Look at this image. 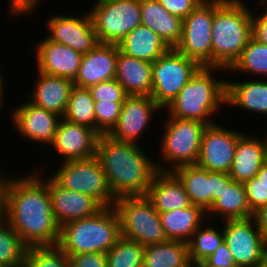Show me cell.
I'll return each mask as SVG.
<instances>
[{"instance_id":"f6af8a7d","label":"cell","mask_w":267,"mask_h":267,"mask_svg":"<svg viewBox=\"0 0 267 267\" xmlns=\"http://www.w3.org/2000/svg\"><path fill=\"white\" fill-rule=\"evenodd\" d=\"M71 267H107L106 253H84L69 257Z\"/></svg>"},{"instance_id":"7bdbcfd3","label":"cell","mask_w":267,"mask_h":267,"mask_svg":"<svg viewBox=\"0 0 267 267\" xmlns=\"http://www.w3.org/2000/svg\"><path fill=\"white\" fill-rule=\"evenodd\" d=\"M8 4L7 6H9L7 9L9 12V16H11V19L9 20H12L14 17V19H16L18 16V18L24 16H36V12H39L38 11V8L40 6H42L41 4L43 2H46L45 0H8L7 1ZM41 3V4H40Z\"/></svg>"},{"instance_id":"8d00e7d4","label":"cell","mask_w":267,"mask_h":267,"mask_svg":"<svg viewBox=\"0 0 267 267\" xmlns=\"http://www.w3.org/2000/svg\"><path fill=\"white\" fill-rule=\"evenodd\" d=\"M22 267H71L69 256L56 246L28 247Z\"/></svg>"},{"instance_id":"4316f807","label":"cell","mask_w":267,"mask_h":267,"mask_svg":"<svg viewBox=\"0 0 267 267\" xmlns=\"http://www.w3.org/2000/svg\"><path fill=\"white\" fill-rule=\"evenodd\" d=\"M206 217L213 222L254 217V212L247 200L244 183L233 181L229 186H225L221 196L206 212Z\"/></svg>"},{"instance_id":"60d3db41","label":"cell","mask_w":267,"mask_h":267,"mask_svg":"<svg viewBox=\"0 0 267 267\" xmlns=\"http://www.w3.org/2000/svg\"><path fill=\"white\" fill-rule=\"evenodd\" d=\"M247 200L253 212L267 204V187L257 177L244 183Z\"/></svg>"},{"instance_id":"d4e9b609","label":"cell","mask_w":267,"mask_h":267,"mask_svg":"<svg viewBox=\"0 0 267 267\" xmlns=\"http://www.w3.org/2000/svg\"><path fill=\"white\" fill-rule=\"evenodd\" d=\"M115 80L128 95L151 96L152 63L126 55L118 48Z\"/></svg>"},{"instance_id":"ee69618b","label":"cell","mask_w":267,"mask_h":267,"mask_svg":"<svg viewBox=\"0 0 267 267\" xmlns=\"http://www.w3.org/2000/svg\"><path fill=\"white\" fill-rule=\"evenodd\" d=\"M236 265L235 259L225 242H222L216 251L206 258L202 267H232Z\"/></svg>"},{"instance_id":"7dc6e473","label":"cell","mask_w":267,"mask_h":267,"mask_svg":"<svg viewBox=\"0 0 267 267\" xmlns=\"http://www.w3.org/2000/svg\"><path fill=\"white\" fill-rule=\"evenodd\" d=\"M233 181L229 173L211 171V206L221 196L225 186Z\"/></svg>"},{"instance_id":"816d5d0a","label":"cell","mask_w":267,"mask_h":267,"mask_svg":"<svg viewBox=\"0 0 267 267\" xmlns=\"http://www.w3.org/2000/svg\"><path fill=\"white\" fill-rule=\"evenodd\" d=\"M264 267H267V237L264 239Z\"/></svg>"},{"instance_id":"74e56055","label":"cell","mask_w":267,"mask_h":267,"mask_svg":"<svg viewBox=\"0 0 267 267\" xmlns=\"http://www.w3.org/2000/svg\"><path fill=\"white\" fill-rule=\"evenodd\" d=\"M123 102H95V131L108 134L116 125Z\"/></svg>"},{"instance_id":"836d02e7","label":"cell","mask_w":267,"mask_h":267,"mask_svg":"<svg viewBox=\"0 0 267 267\" xmlns=\"http://www.w3.org/2000/svg\"><path fill=\"white\" fill-rule=\"evenodd\" d=\"M74 124L88 126L95 130V102L89 88L74 86L67 108L62 117Z\"/></svg>"},{"instance_id":"7c38bea8","label":"cell","mask_w":267,"mask_h":267,"mask_svg":"<svg viewBox=\"0 0 267 267\" xmlns=\"http://www.w3.org/2000/svg\"><path fill=\"white\" fill-rule=\"evenodd\" d=\"M224 242L240 267H263L264 237L254 217L223 220Z\"/></svg>"},{"instance_id":"f907efd6","label":"cell","mask_w":267,"mask_h":267,"mask_svg":"<svg viewBox=\"0 0 267 267\" xmlns=\"http://www.w3.org/2000/svg\"><path fill=\"white\" fill-rule=\"evenodd\" d=\"M256 177L267 187V162L260 168Z\"/></svg>"},{"instance_id":"e0dca14e","label":"cell","mask_w":267,"mask_h":267,"mask_svg":"<svg viewBox=\"0 0 267 267\" xmlns=\"http://www.w3.org/2000/svg\"><path fill=\"white\" fill-rule=\"evenodd\" d=\"M99 134L92 128L74 124L61 118L49 151L60 163L71 160H85L96 156Z\"/></svg>"},{"instance_id":"277c9868","label":"cell","mask_w":267,"mask_h":267,"mask_svg":"<svg viewBox=\"0 0 267 267\" xmlns=\"http://www.w3.org/2000/svg\"><path fill=\"white\" fill-rule=\"evenodd\" d=\"M246 0H214L212 66L228 70L252 38V10Z\"/></svg>"},{"instance_id":"2e32d148","label":"cell","mask_w":267,"mask_h":267,"mask_svg":"<svg viewBox=\"0 0 267 267\" xmlns=\"http://www.w3.org/2000/svg\"><path fill=\"white\" fill-rule=\"evenodd\" d=\"M223 124L220 120L204 130L197 166L208 171L229 173L238 138L248 128L240 130L239 126L235 129L231 126L227 127L228 124Z\"/></svg>"},{"instance_id":"d590c367","label":"cell","mask_w":267,"mask_h":267,"mask_svg":"<svg viewBox=\"0 0 267 267\" xmlns=\"http://www.w3.org/2000/svg\"><path fill=\"white\" fill-rule=\"evenodd\" d=\"M144 251L137 241L121 236L106 253L107 267H142Z\"/></svg>"},{"instance_id":"3957f363","label":"cell","mask_w":267,"mask_h":267,"mask_svg":"<svg viewBox=\"0 0 267 267\" xmlns=\"http://www.w3.org/2000/svg\"><path fill=\"white\" fill-rule=\"evenodd\" d=\"M226 73L221 67L201 66L163 112L168 117L197 120L208 126L218 123L214 118L226 106Z\"/></svg>"},{"instance_id":"f1b7e54d","label":"cell","mask_w":267,"mask_h":267,"mask_svg":"<svg viewBox=\"0 0 267 267\" xmlns=\"http://www.w3.org/2000/svg\"><path fill=\"white\" fill-rule=\"evenodd\" d=\"M167 240L189 242L193 233L206 220V212L199 206L159 213Z\"/></svg>"},{"instance_id":"c3c4849f","label":"cell","mask_w":267,"mask_h":267,"mask_svg":"<svg viewBox=\"0 0 267 267\" xmlns=\"http://www.w3.org/2000/svg\"><path fill=\"white\" fill-rule=\"evenodd\" d=\"M254 219L263 237H267V204L261 206L254 212Z\"/></svg>"},{"instance_id":"9a60e30c","label":"cell","mask_w":267,"mask_h":267,"mask_svg":"<svg viewBox=\"0 0 267 267\" xmlns=\"http://www.w3.org/2000/svg\"><path fill=\"white\" fill-rule=\"evenodd\" d=\"M84 12L72 15L51 13L45 22L46 25L44 24L48 32L46 38L69 46L81 54L93 50L99 41L89 11Z\"/></svg>"},{"instance_id":"e575fe53","label":"cell","mask_w":267,"mask_h":267,"mask_svg":"<svg viewBox=\"0 0 267 267\" xmlns=\"http://www.w3.org/2000/svg\"><path fill=\"white\" fill-rule=\"evenodd\" d=\"M27 248L9 223L0 217V267H22Z\"/></svg>"},{"instance_id":"7402d4cb","label":"cell","mask_w":267,"mask_h":267,"mask_svg":"<svg viewBox=\"0 0 267 267\" xmlns=\"http://www.w3.org/2000/svg\"><path fill=\"white\" fill-rule=\"evenodd\" d=\"M118 45L99 43L93 50L83 54L74 86L89 88L116 76Z\"/></svg>"},{"instance_id":"f546056e","label":"cell","mask_w":267,"mask_h":267,"mask_svg":"<svg viewBox=\"0 0 267 267\" xmlns=\"http://www.w3.org/2000/svg\"><path fill=\"white\" fill-rule=\"evenodd\" d=\"M172 173L183 184L191 204L207 212L211 207V171L195 164L178 167Z\"/></svg>"},{"instance_id":"83f0119b","label":"cell","mask_w":267,"mask_h":267,"mask_svg":"<svg viewBox=\"0 0 267 267\" xmlns=\"http://www.w3.org/2000/svg\"><path fill=\"white\" fill-rule=\"evenodd\" d=\"M118 48L126 55L153 63L170 47L149 27L137 26L118 44Z\"/></svg>"},{"instance_id":"4fadbf2b","label":"cell","mask_w":267,"mask_h":267,"mask_svg":"<svg viewBox=\"0 0 267 267\" xmlns=\"http://www.w3.org/2000/svg\"><path fill=\"white\" fill-rule=\"evenodd\" d=\"M25 99L26 101L23 103L19 101V104L10 107L12 109L9 110L8 116L13 127L12 130L17 131L16 134L22 140L29 141L30 145L35 143V145L38 144V149L44 148L42 150H45L54 141L61 117L42 107L35 106L27 98ZM40 145L44 147H40Z\"/></svg>"},{"instance_id":"44dd1931","label":"cell","mask_w":267,"mask_h":267,"mask_svg":"<svg viewBox=\"0 0 267 267\" xmlns=\"http://www.w3.org/2000/svg\"><path fill=\"white\" fill-rule=\"evenodd\" d=\"M37 74V75H36ZM36 75V77H35ZM35 77V78H34ZM29 94L26 98L35 106L63 117L74 82L68 78L35 72ZM33 85V86H32Z\"/></svg>"},{"instance_id":"5b68a950","label":"cell","mask_w":267,"mask_h":267,"mask_svg":"<svg viewBox=\"0 0 267 267\" xmlns=\"http://www.w3.org/2000/svg\"><path fill=\"white\" fill-rule=\"evenodd\" d=\"M121 237L119 218L113 206L94 216L60 227L57 246L69 257L84 253H107Z\"/></svg>"},{"instance_id":"ac0fdd59","label":"cell","mask_w":267,"mask_h":267,"mask_svg":"<svg viewBox=\"0 0 267 267\" xmlns=\"http://www.w3.org/2000/svg\"><path fill=\"white\" fill-rule=\"evenodd\" d=\"M31 48L35 55L34 70L48 75L74 80L81 64L83 54L74 51L69 46L48 40L44 37L36 40Z\"/></svg>"},{"instance_id":"9c48e42d","label":"cell","mask_w":267,"mask_h":267,"mask_svg":"<svg viewBox=\"0 0 267 267\" xmlns=\"http://www.w3.org/2000/svg\"><path fill=\"white\" fill-rule=\"evenodd\" d=\"M87 9L99 43L118 45L129 32L142 24L140 0L92 1Z\"/></svg>"},{"instance_id":"7a4b0ae2","label":"cell","mask_w":267,"mask_h":267,"mask_svg":"<svg viewBox=\"0 0 267 267\" xmlns=\"http://www.w3.org/2000/svg\"><path fill=\"white\" fill-rule=\"evenodd\" d=\"M143 147L144 145L115 140L107 134L99 135L96 157L115 198L145 196L159 172L156 155ZM149 153L154 156L148 155Z\"/></svg>"},{"instance_id":"30bf717a","label":"cell","mask_w":267,"mask_h":267,"mask_svg":"<svg viewBox=\"0 0 267 267\" xmlns=\"http://www.w3.org/2000/svg\"><path fill=\"white\" fill-rule=\"evenodd\" d=\"M201 66L170 48L152 63L151 98L164 110Z\"/></svg>"},{"instance_id":"d6a6232c","label":"cell","mask_w":267,"mask_h":267,"mask_svg":"<svg viewBox=\"0 0 267 267\" xmlns=\"http://www.w3.org/2000/svg\"><path fill=\"white\" fill-rule=\"evenodd\" d=\"M217 222L206 220L193 233L188 242L190 260L201 264L224 242L223 221Z\"/></svg>"},{"instance_id":"f35d334b","label":"cell","mask_w":267,"mask_h":267,"mask_svg":"<svg viewBox=\"0 0 267 267\" xmlns=\"http://www.w3.org/2000/svg\"><path fill=\"white\" fill-rule=\"evenodd\" d=\"M94 102H124L129 96L115 78L89 87Z\"/></svg>"},{"instance_id":"cb8c5ba5","label":"cell","mask_w":267,"mask_h":267,"mask_svg":"<svg viewBox=\"0 0 267 267\" xmlns=\"http://www.w3.org/2000/svg\"><path fill=\"white\" fill-rule=\"evenodd\" d=\"M145 196L159 213L192 205L183 184L172 172L159 171Z\"/></svg>"},{"instance_id":"b9f144b4","label":"cell","mask_w":267,"mask_h":267,"mask_svg":"<svg viewBox=\"0 0 267 267\" xmlns=\"http://www.w3.org/2000/svg\"><path fill=\"white\" fill-rule=\"evenodd\" d=\"M169 14L184 20L204 0H158Z\"/></svg>"},{"instance_id":"5bb4252c","label":"cell","mask_w":267,"mask_h":267,"mask_svg":"<svg viewBox=\"0 0 267 267\" xmlns=\"http://www.w3.org/2000/svg\"><path fill=\"white\" fill-rule=\"evenodd\" d=\"M158 112L163 111L151 96L129 95L122 104L116 125L107 135L118 141L142 145L140 141L144 138L141 137H146V130L149 131L156 117L159 119L163 114Z\"/></svg>"},{"instance_id":"db71d44e","label":"cell","mask_w":267,"mask_h":267,"mask_svg":"<svg viewBox=\"0 0 267 267\" xmlns=\"http://www.w3.org/2000/svg\"><path fill=\"white\" fill-rule=\"evenodd\" d=\"M266 129H267V126L265 128V131L263 129V138H264V142H265V152H266V162H267V132H266L267 130ZM265 132H266V134H265Z\"/></svg>"},{"instance_id":"603a6c76","label":"cell","mask_w":267,"mask_h":267,"mask_svg":"<svg viewBox=\"0 0 267 267\" xmlns=\"http://www.w3.org/2000/svg\"><path fill=\"white\" fill-rule=\"evenodd\" d=\"M248 132V133H247ZM249 132H251L249 134ZM254 135H252L253 133ZM266 163L263 135H255L254 130L245 131L237 141L234 159L229 171L230 177L239 183H245L257 176Z\"/></svg>"},{"instance_id":"4dcf8cb0","label":"cell","mask_w":267,"mask_h":267,"mask_svg":"<svg viewBox=\"0 0 267 267\" xmlns=\"http://www.w3.org/2000/svg\"><path fill=\"white\" fill-rule=\"evenodd\" d=\"M189 261L187 242L167 240L145 247L142 267H182Z\"/></svg>"},{"instance_id":"8fae6325","label":"cell","mask_w":267,"mask_h":267,"mask_svg":"<svg viewBox=\"0 0 267 267\" xmlns=\"http://www.w3.org/2000/svg\"><path fill=\"white\" fill-rule=\"evenodd\" d=\"M214 0H204L184 20L182 38L175 49L200 66H212Z\"/></svg>"},{"instance_id":"52a82bcc","label":"cell","mask_w":267,"mask_h":267,"mask_svg":"<svg viewBox=\"0 0 267 267\" xmlns=\"http://www.w3.org/2000/svg\"><path fill=\"white\" fill-rule=\"evenodd\" d=\"M53 163H52V159ZM50 161H42L41 168L34 162L33 169L46 171L61 187L91 196L102 207H110L116 198L112 195L106 175L100 161L96 156L85 160H71L60 163L53 157ZM57 160L54 164V161ZM48 163V164H47ZM50 163V164H49ZM52 163V164H51ZM47 168V170H46ZM43 169V170H42ZM50 170V171H49ZM53 170V171H52Z\"/></svg>"},{"instance_id":"681fc988","label":"cell","mask_w":267,"mask_h":267,"mask_svg":"<svg viewBox=\"0 0 267 267\" xmlns=\"http://www.w3.org/2000/svg\"><path fill=\"white\" fill-rule=\"evenodd\" d=\"M3 63V61L0 63V110L1 109H3V108H5V107H3V106H5V104H4V98H5V93H6V91L8 92V89L7 90H5L6 88V80H7V78L5 79L3 76H4V71H3V69H2V67L3 66H1V64ZM2 69V70H1ZM5 83V84H4ZM5 90V91H4ZM0 112H2V110L0 111Z\"/></svg>"},{"instance_id":"bcb514c9","label":"cell","mask_w":267,"mask_h":267,"mask_svg":"<svg viewBox=\"0 0 267 267\" xmlns=\"http://www.w3.org/2000/svg\"><path fill=\"white\" fill-rule=\"evenodd\" d=\"M0 136H2L0 134ZM2 141V138H0ZM1 145V142H0ZM3 145L0 146V149L2 148ZM1 152V150H0ZM1 162V160H0ZM0 217H3L4 213H5V209H6V205H7V195H8V188L9 185L12 181V179L16 176V174L18 172H20L19 170L16 171V173L14 171H11L12 173H10L9 170V166L8 168L6 167H1L3 162L0 163ZM15 173V174H13ZM12 174V175H10Z\"/></svg>"},{"instance_id":"1f68e13d","label":"cell","mask_w":267,"mask_h":267,"mask_svg":"<svg viewBox=\"0 0 267 267\" xmlns=\"http://www.w3.org/2000/svg\"><path fill=\"white\" fill-rule=\"evenodd\" d=\"M231 73H238L239 76L242 73V78H248L249 75V78L253 76L252 79H267V45L251 38L239 58L227 70V76L234 77Z\"/></svg>"},{"instance_id":"f5cc1de1","label":"cell","mask_w":267,"mask_h":267,"mask_svg":"<svg viewBox=\"0 0 267 267\" xmlns=\"http://www.w3.org/2000/svg\"><path fill=\"white\" fill-rule=\"evenodd\" d=\"M182 267H202L200 263H196L192 260H190L189 262H187L185 265H183Z\"/></svg>"},{"instance_id":"ab89813d","label":"cell","mask_w":267,"mask_h":267,"mask_svg":"<svg viewBox=\"0 0 267 267\" xmlns=\"http://www.w3.org/2000/svg\"><path fill=\"white\" fill-rule=\"evenodd\" d=\"M258 5L259 13L252 11V38L258 43L267 45V4L263 0L254 2ZM261 10V12H260Z\"/></svg>"},{"instance_id":"ffe728a7","label":"cell","mask_w":267,"mask_h":267,"mask_svg":"<svg viewBox=\"0 0 267 267\" xmlns=\"http://www.w3.org/2000/svg\"><path fill=\"white\" fill-rule=\"evenodd\" d=\"M243 79V80H242ZM226 79V107L267 118V79ZM235 80V81H234ZM241 80V81H240ZM263 114V115H262Z\"/></svg>"},{"instance_id":"6da1fadb","label":"cell","mask_w":267,"mask_h":267,"mask_svg":"<svg viewBox=\"0 0 267 267\" xmlns=\"http://www.w3.org/2000/svg\"><path fill=\"white\" fill-rule=\"evenodd\" d=\"M29 169L12 179L3 218L27 247L56 246L60 226L52 210L48 173Z\"/></svg>"},{"instance_id":"8992f818","label":"cell","mask_w":267,"mask_h":267,"mask_svg":"<svg viewBox=\"0 0 267 267\" xmlns=\"http://www.w3.org/2000/svg\"><path fill=\"white\" fill-rule=\"evenodd\" d=\"M164 119L156 121L161 134L156 145L159 146L156 159L157 168L162 172H172L178 167L195 165L201 147L202 135L207 124L197 120L179 119L161 116ZM160 137V138H159Z\"/></svg>"},{"instance_id":"484cf974","label":"cell","mask_w":267,"mask_h":267,"mask_svg":"<svg viewBox=\"0 0 267 267\" xmlns=\"http://www.w3.org/2000/svg\"><path fill=\"white\" fill-rule=\"evenodd\" d=\"M141 23L155 32L170 48L182 38L183 20L169 14L158 0H140Z\"/></svg>"},{"instance_id":"d6986e66","label":"cell","mask_w":267,"mask_h":267,"mask_svg":"<svg viewBox=\"0 0 267 267\" xmlns=\"http://www.w3.org/2000/svg\"><path fill=\"white\" fill-rule=\"evenodd\" d=\"M48 191L53 214L60 227L74 220L94 216L103 208L91 196L61 187L49 174Z\"/></svg>"},{"instance_id":"ba28073f","label":"cell","mask_w":267,"mask_h":267,"mask_svg":"<svg viewBox=\"0 0 267 267\" xmlns=\"http://www.w3.org/2000/svg\"><path fill=\"white\" fill-rule=\"evenodd\" d=\"M113 208L119 218L122 237L137 241L144 247L167 241L159 212L146 196L118 197Z\"/></svg>"}]
</instances>
